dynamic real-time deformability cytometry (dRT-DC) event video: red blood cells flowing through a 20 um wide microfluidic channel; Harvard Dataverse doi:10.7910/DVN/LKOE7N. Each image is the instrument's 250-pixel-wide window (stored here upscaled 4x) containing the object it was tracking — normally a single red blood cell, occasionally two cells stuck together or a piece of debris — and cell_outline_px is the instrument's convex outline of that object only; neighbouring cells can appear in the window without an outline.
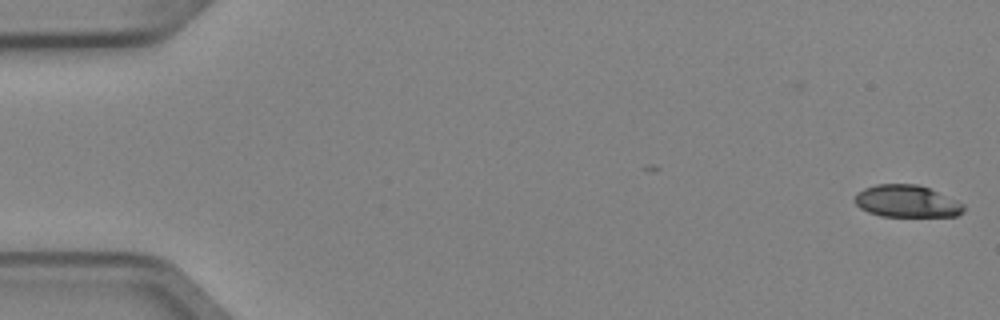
{"species": "Egyptian fruit bat (a non-hibernating species)", "species_latin": "Rousettus aegyptiacus", "temperature_condition": "cold", "stored_images_in_passage": 5, "camera_frame_rate_fps": 3000, "um_per_image_px": 0.085, "animal": {"sex": "female"}, "frame": {"image": 1, "passage_image": 1, "time_ms": 0.0, "image_size_px": [1000, 320], "cell_outline_px": [[964, 212], [956, 216], [880, 216], [868, 212], [860, 208], [852, 200], [856, 192], [864, 188], [876, 184], [916, 184], [928, 188], [956, 200], [964, 204]], "centroid_in_image_um": [77.03, 17.11], "position_along_channel_um": 8.0, "area_um2": 20.46}}
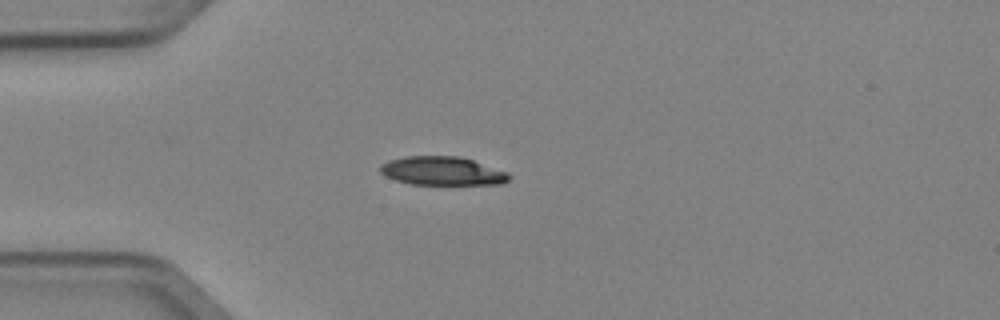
{"frame": {"image": 2, "passage_image": 4, "time_ms": 1.0, "image_size_px": [1000, 320], "cell_outline_px": [[512, 176], [508, 180], [500, 184], [412, 184], [396, 180], [384, 176], [380, 172], [380, 164], [388, 160], [404, 156], [460, 156], [508, 172]], "centroid_in_image_um": [37.57, 14.52], "position_along_channel_um": 47.4, "area_um2": 21.5}}